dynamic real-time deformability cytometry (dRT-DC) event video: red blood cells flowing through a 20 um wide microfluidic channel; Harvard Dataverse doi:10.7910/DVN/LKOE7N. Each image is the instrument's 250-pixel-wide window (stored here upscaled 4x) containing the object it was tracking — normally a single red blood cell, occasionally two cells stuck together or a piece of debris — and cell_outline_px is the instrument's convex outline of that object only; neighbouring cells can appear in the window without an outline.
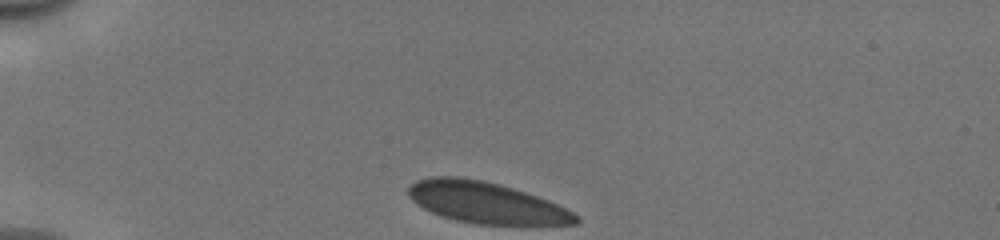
{"species": "human", "species_latin": "Homo sapiens", "temperature_condition": "cold", "stored_images_in_passage": 32, "camera_frame_rate_fps": 3000, "um_per_image_px": 0.085, "donor": {"sex": "male"}, "frame": {"image": 1, "passage_image": 1, "time_ms": 0.0, "image_size_px": [1000, 240], "cell_outline_px": [[580, 224], [476, 224], [456, 220], [440, 216], [424, 208], [412, 200], [408, 196], [408, 188], [416, 180], [428, 176], [456, 176], [484, 180], [500, 184], [548, 200], [580, 216]], "centroid_in_image_um": [41.29, 17.21], "position_along_channel_um": 43.7, "area_um2": 40.11}}
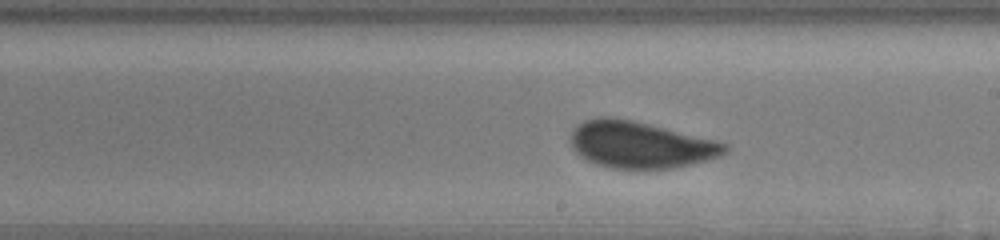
{"frame": {"image": 2, "passage_image": 19, "time_ms": 6.0, "image_size_px": [1000, 240], "cell_outline_px": [[728, 152], [720, 156], [708, 160], [672, 168], [612, 168], [596, 164], [580, 156], [572, 148], [572, 128], [576, 124], [584, 120], [600, 116], [612, 116], [632, 120], [716, 140], [728, 144]], "centroid_in_image_um": [54.42, 12.29], "position_along_channel_um": 234.6, "area_um2": 41.91}}
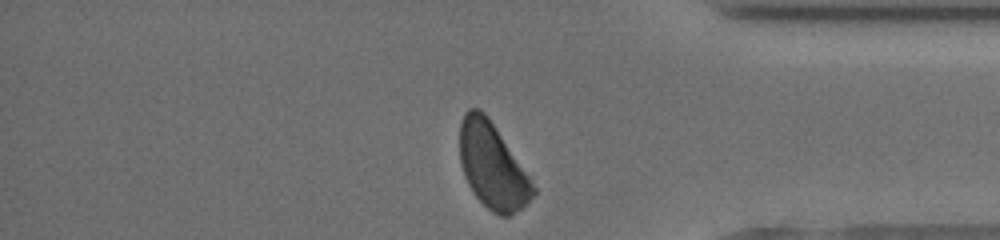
{"frame": {"image": 3, "passage_image": 32, "time_ms": 10.333, "image_size_px": [1000, 240], "cell_outline_px": [[536, 192], [528, 204], [508, 216], [500, 216], [492, 212], [472, 192], [464, 176], [460, 160], [460, 124], [464, 112], [468, 108], [480, 108], [488, 116], [536, 188]], "centroid_in_image_um": [41.84, 14.11], "position_along_channel_um": 393.4, "area_um2": 36.18}, "authors_computed_cell_mechanics": {"area_um2": 41.5004, "velocity_mm_per_s": 3.9302, "shape_relaxation_time_tau1_ms": 5.8646, "shape_relaxation_time_tau2_ms": null, "deformation_change_tau1": 0.1147, "deformation_change_tau2": null}}